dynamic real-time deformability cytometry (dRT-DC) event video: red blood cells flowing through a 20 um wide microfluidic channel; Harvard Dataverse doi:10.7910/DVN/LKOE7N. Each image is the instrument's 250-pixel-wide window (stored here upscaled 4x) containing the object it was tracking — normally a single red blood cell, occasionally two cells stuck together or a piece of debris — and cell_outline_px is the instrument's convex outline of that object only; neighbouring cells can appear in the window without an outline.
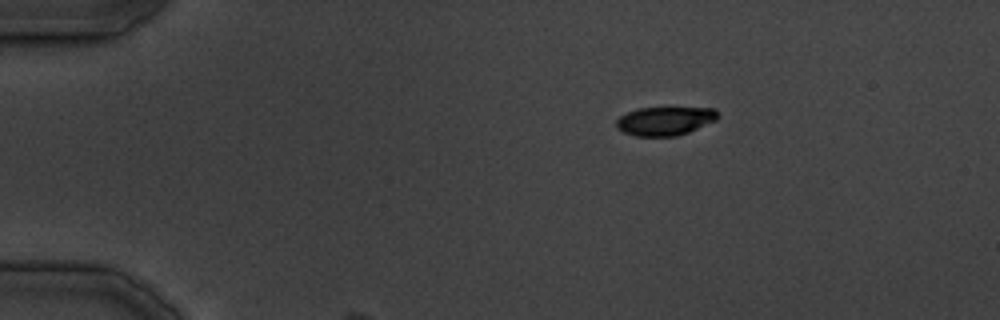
{"species": "common noctule bat (a hibernating species)", "species_latin": "Nyctalus noctula", "temperature_condition": "cold", "stored_images_in_passage": 6, "camera_frame_rate_fps": 3000, "um_per_image_px": 0.085, "animal": {"sex": "male", "body_mass_g": 19.5, "forearm_length_mm": 54.6}, "frame": {"image": 1, "passage_image": 1, "time_ms": 0.0, "image_size_px": [1000, 320], "cell_outline_px": [[716, 120], [688, 132], [676, 136], [636, 136], [624, 132], [616, 128], [616, 120], [620, 116], [636, 108], [716, 108]], "centroid_in_image_um": [56.48, 10.28], "position_along_channel_um": 28.5, "area_um2": 16.76}}